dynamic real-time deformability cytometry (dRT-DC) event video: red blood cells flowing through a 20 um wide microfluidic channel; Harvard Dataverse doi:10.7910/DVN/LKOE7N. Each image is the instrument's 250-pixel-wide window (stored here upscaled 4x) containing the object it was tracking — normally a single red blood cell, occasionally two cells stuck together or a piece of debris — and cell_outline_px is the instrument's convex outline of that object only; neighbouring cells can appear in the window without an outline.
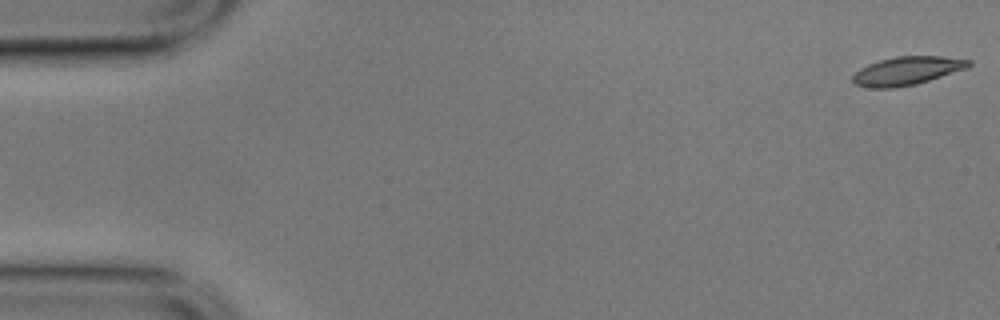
{"species": "common noctule bat (a hibernating species)", "species_latin": "Nyctalus noctula", "temperature_condition": "cold", "stored_images_in_passage": 57, "camera_frame_rate_fps": 3000, "um_per_image_px": 0.085, "animal": {"sex": "male", "body_mass_g": 17.9}, "frame": {"image": 1, "passage_image": 1, "time_ms": 0.0, "image_size_px": [1000, 320], "cell_outline_px": [[972, 64], [968, 68], [916, 84], [892, 88], [872, 88], [856, 84], [852, 80], [852, 76], [860, 68], [868, 64], [880, 60], [896, 56], [940, 56], [972, 60]], "centroid_in_image_um": [77.11, 6.01], "position_along_channel_um": 7.9, "area_um2": 19.13}}
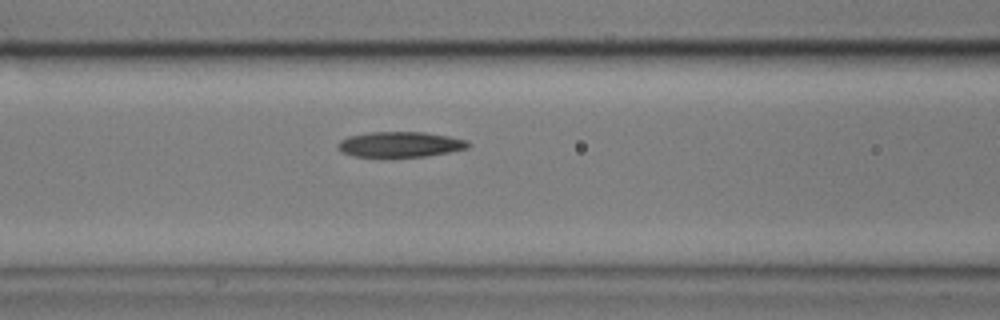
{"frame": {"image": 2, "passage_image": 23, "time_ms": 7.333, "image_size_px": [1000, 320], "cell_outline_px": [[472, 144], [468, 148], [428, 156], [352, 156], [340, 152], [336, 148], [336, 144], [340, 140], [348, 136], [368, 132], [424, 132], [448, 136], [468, 140]], "centroid_in_image_um": [33.99, 12.26], "position_along_channel_um": 132.6, "area_um2": 19.36}}
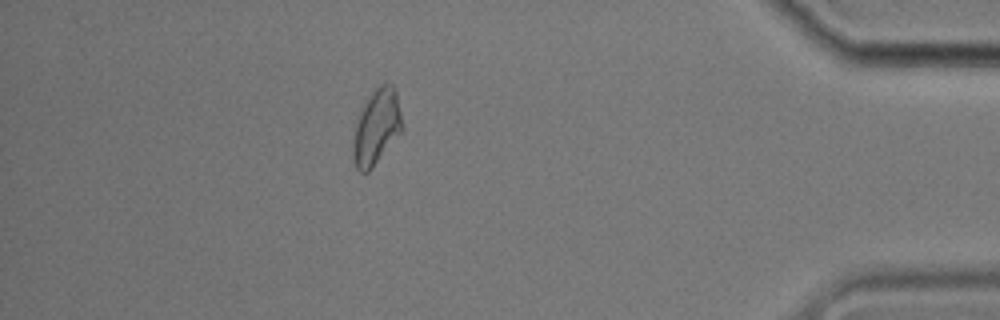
{"frame": {"image": 3, "passage_image": 50, "time_ms": 16.333, "image_size_px": [1000, 320], "cell_outline_px": [[404, 132], [372, 168], [368, 172], [360, 172], [356, 168], [352, 156], [352, 152], [356, 124], [360, 108], [364, 100], [380, 84], [392, 84], [396, 88], [404, 124]], "centroid_in_image_um": [32.05, 10.79], "position_along_channel_um": 403.2, "area_um2": 22.25}, "authors_computed_cell_mechanics": {"area_um2": 19.8254, "velocity_mm_per_s": 3.5045, "shape_relaxation_time_tau1_ms": 3.535, "shape_relaxation_time_tau2_ms": 9.1811, "deformation_change_tau1": 0.1283, "deformation_change_tau2": 0.1672}}